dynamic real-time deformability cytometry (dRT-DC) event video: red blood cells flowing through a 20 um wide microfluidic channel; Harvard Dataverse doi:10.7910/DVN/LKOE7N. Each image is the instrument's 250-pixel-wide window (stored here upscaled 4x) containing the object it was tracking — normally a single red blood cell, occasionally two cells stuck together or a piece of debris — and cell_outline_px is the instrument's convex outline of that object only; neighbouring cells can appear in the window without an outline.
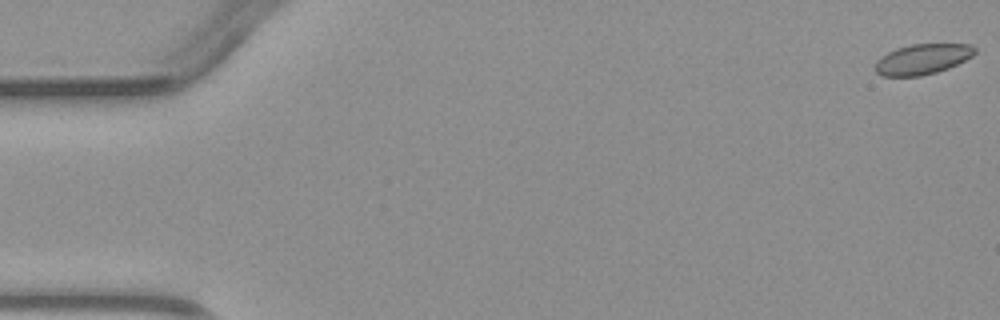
{"species": "common noctule bat (a hibernating species)", "species_latin": "Nyctalus noctula", "temperature_condition": "warm", "stored_images_in_passage": 5, "camera_frame_rate_fps": 3000, "um_per_image_px": 0.085, "animal": {"sex": "male", "body_mass_g": 23.1, "forearm_length_mm": 52.7}, "frame": {"image": 1, "passage_image": 1, "time_ms": 0.0, "image_size_px": [1000, 320], "cell_outline_px": [[976, 52], [972, 56], [948, 68], [936, 72], [920, 76], [880, 76], [876, 72], [876, 60], [880, 56], [896, 48], [912, 44], [972, 44], [976, 48]], "centroid_in_image_um": [78.39, 5.02], "position_along_channel_um": 6.6, "area_um2": 17.63}}
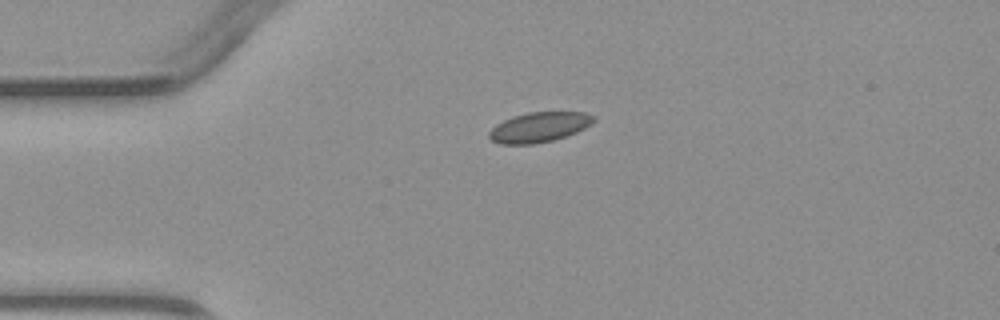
{"frame": {"image": 2, "passage_image": 4, "time_ms": 3.667, "image_size_px": [1000, 320], "cell_outline_px": [[596, 120], [584, 128], [576, 132], [552, 140], [532, 144], [500, 144], [492, 140], [488, 136], [488, 132], [496, 124], [512, 116], [528, 112], [584, 112], [596, 116]], "centroid_in_image_um": [45.82, 10.8], "position_along_channel_um": 39.2, "area_um2": 18.21}}